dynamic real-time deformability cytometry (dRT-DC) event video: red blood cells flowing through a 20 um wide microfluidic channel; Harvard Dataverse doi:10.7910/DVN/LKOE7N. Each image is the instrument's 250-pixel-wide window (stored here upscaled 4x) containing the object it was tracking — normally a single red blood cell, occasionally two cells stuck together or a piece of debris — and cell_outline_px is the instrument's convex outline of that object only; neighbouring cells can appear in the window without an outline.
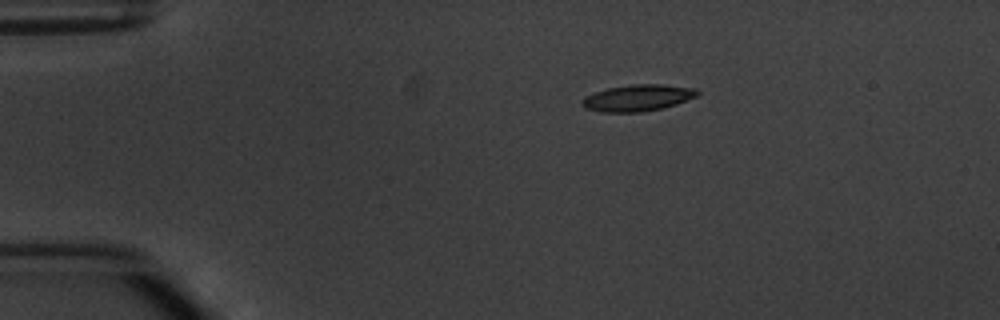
{"species": "common noctule bat (a hibernating species)", "species_latin": "Nyctalus noctula", "temperature_condition": "warm", "stored_images_in_passage": 6, "camera_frame_rate_fps": 3000, "um_per_image_px": 0.085, "animal": {"sex": "male", "body_mass_g": 20.1, "forearm_length_mm": 53.5}, "frame": {"image": 1, "passage_image": 1, "time_ms": 0.0, "image_size_px": [1000, 320], "cell_outline_px": [[700, 92], [696, 96], [676, 104], [664, 108], [640, 112], [604, 112], [584, 108], [580, 104], [580, 100], [584, 96], [608, 88], [632, 84], [664, 84], [696, 88]], "centroid_in_image_um": [54.19, 8.31], "position_along_channel_um": 30.8, "area_um2": 17.92}}
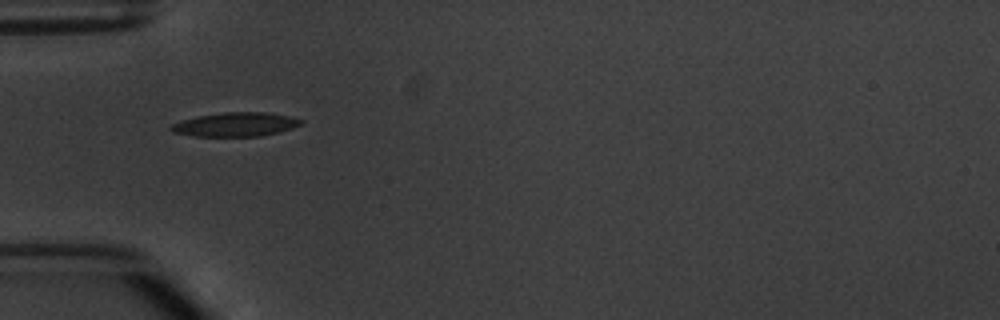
{"frame": {"image": 2, "passage_image": 3, "time_ms": 2.333, "image_size_px": [1000, 320], "cell_outline_px": [[304, 120], [300, 124], [292, 128], [280, 132], [260, 136], [192, 136], [172, 132], [168, 128], [172, 124], [196, 116], [224, 112], [268, 112], [288, 116]], "centroid_in_image_um": [20.0, 10.58], "position_along_channel_um": 65.0, "area_um2": 18.15}}
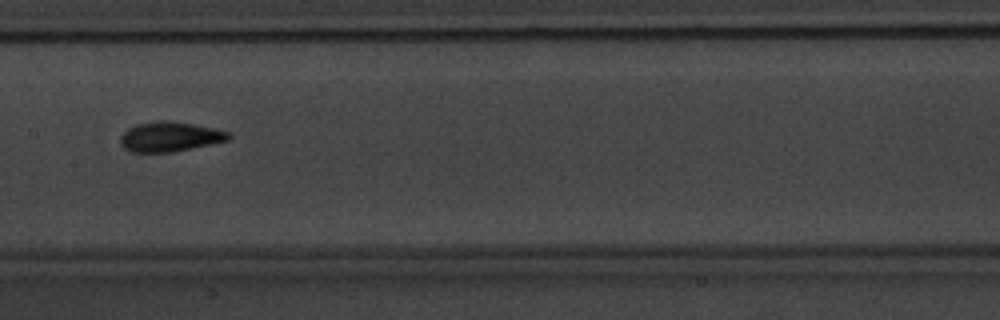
{"frame": {"image": 3, "passage_image": 6, "time_ms": 5.667, "image_size_px": [1000, 320], "cell_outline_px": [[232, 136], [228, 140], [212, 144], [172, 152], [132, 152], [124, 148], [120, 144], [120, 136], [128, 128], [136, 124], [156, 120], [168, 120], [192, 124], [212, 128], [228, 132]], "centroid_in_image_um": [14.4, 11.62], "position_along_channel_um": 193.0, "area_um2": 18.79}}